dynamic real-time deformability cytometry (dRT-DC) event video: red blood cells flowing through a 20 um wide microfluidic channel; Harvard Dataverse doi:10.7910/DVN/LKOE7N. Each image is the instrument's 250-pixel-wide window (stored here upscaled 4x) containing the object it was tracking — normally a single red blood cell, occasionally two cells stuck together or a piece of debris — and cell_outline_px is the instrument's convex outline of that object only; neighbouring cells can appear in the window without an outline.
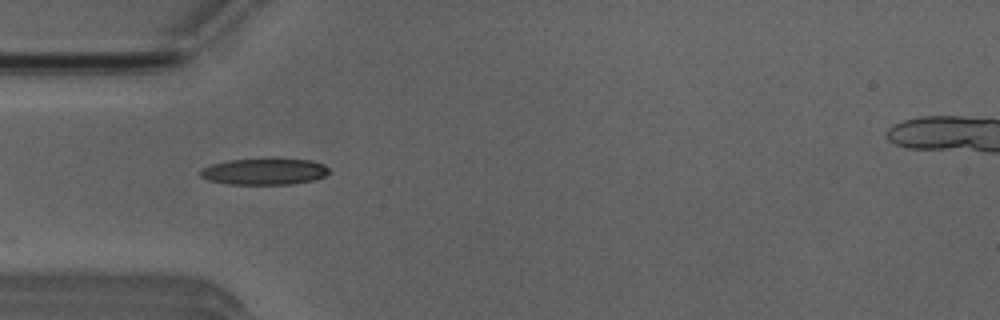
{"species": "Egyptian fruit bat (a non-hibernating species)", "species_latin": "Rousettus aegyptiacus", "temperature_condition": "room temperature", "stored_images_in_passage": 5, "camera_frame_rate_fps": 3000, "um_per_image_px": 0.085, "animal": {"sex": "male"}, "frame": {"image": 1, "passage_image": 4, "time_ms": 3.333, "image_size_px": [1000, 320], "cell_outline_px": [[328, 172], [324, 176], [312, 180], [292, 184], [228, 184], [208, 180], [200, 176], [200, 168], [212, 164], [228, 160], [268, 156], [276, 156], [312, 160], [324, 164], [328, 168]], "centroid_in_image_um": [22.47, 14.52], "position_along_channel_um": 62.5, "area_um2": 20.69}}